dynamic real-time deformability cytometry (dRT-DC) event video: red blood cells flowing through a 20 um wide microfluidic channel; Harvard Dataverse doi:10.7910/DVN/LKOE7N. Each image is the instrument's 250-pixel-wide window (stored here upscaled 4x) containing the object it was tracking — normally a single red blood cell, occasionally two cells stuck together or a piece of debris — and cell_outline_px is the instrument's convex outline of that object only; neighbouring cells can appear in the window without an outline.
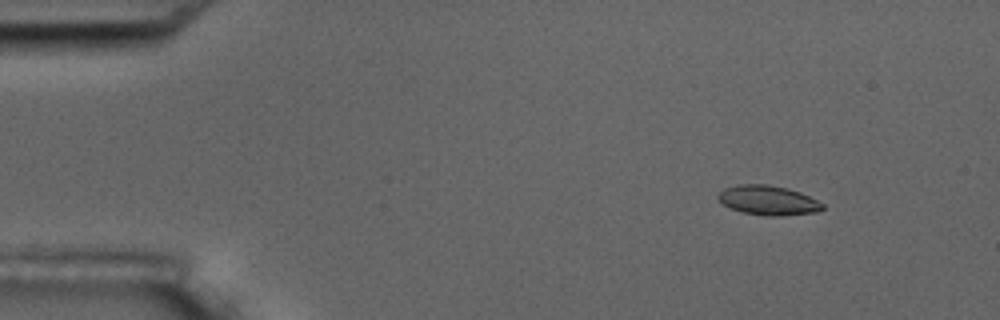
{"species": "common noctule bat (a hibernating species)", "species_latin": "Nyctalus noctula", "temperature_condition": "room temperature", "stored_images_in_passage": 4, "camera_frame_rate_fps": 3000, "um_per_image_px": 0.085, "animal": {"sex": "male", "body_mass_g": 17.5, "forearm_length_mm": 52.3}, "frame": {"image": 1, "passage_image": 2, "time_ms": 1.0, "image_size_px": [1000, 320], "cell_outline_px": [[824, 208], [816, 212], [780, 216], [764, 216], [740, 212], [724, 204], [716, 196], [724, 188], [740, 184], [768, 184], [788, 188], [800, 192], [824, 204]], "centroid_in_image_um": [65.29, 17.03], "position_along_channel_um": 19.7, "area_um2": 17.98}}